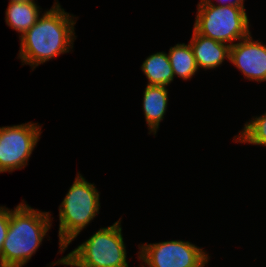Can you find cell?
<instances>
[{"mask_svg":"<svg viewBox=\"0 0 266 267\" xmlns=\"http://www.w3.org/2000/svg\"><path fill=\"white\" fill-rule=\"evenodd\" d=\"M39 17L37 22L19 37L18 59L31 70L45 62L69 53L73 49L75 24L78 17L66 12L58 0Z\"/></svg>","mask_w":266,"mask_h":267,"instance_id":"obj_1","label":"cell"},{"mask_svg":"<svg viewBox=\"0 0 266 267\" xmlns=\"http://www.w3.org/2000/svg\"><path fill=\"white\" fill-rule=\"evenodd\" d=\"M51 213L22 200L10 211L9 228L0 252V267H23L41 246L52 227Z\"/></svg>","mask_w":266,"mask_h":267,"instance_id":"obj_2","label":"cell"},{"mask_svg":"<svg viewBox=\"0 0 266 267\" xmlns=\"http://www.w3.org/2000/svg\"><path fill=\"white\" fill-rule=\"evenodd\" d=\"M100 192L78 172L59 205V253L77 238L100 213Z\"/></svg>","mask_w":266,"mask_h":267,"instance_id":"obj_3","label":"cell"},{"mask_svg":"<svg viewBox=\"0 0 266 267\" xmlns=\"http://www.w3.org/2000/svg\"><path fill=\"white\" fill-rule=\"evenodd\" d=\"M121 217L108 227H101L86 241L50 266L129 267L122 234Z\"/></svg>","mask_w":266,"mask_h":267,"instance_id":"obj_4","label":"cell"},{"mask_svg":"<svg viewBox=\"0 0 266 267\" xmlns=\"http://www.w3.org/2000/svg\"><path fill=\"white\" fill-rule=\"evenodd\" d=\"M249 21L245 6L200 0L193 28L203 36L232 46L251 33Z\"/></svg>","mask_w":266,"mask_h":267,"instance_id":"obj_5","label":"cell"},{"mask_svg":"<svg viewBox=\"0 0 266 267\" xmlns=\"http://www.w3.org/2000/svg\"><path fill=\"white\" fill-rule=\"evenodd\" d=\"M141 267H204L209 254L202 247L182 240L138 244Z\"/></svg>","mask_w":266,"mask_h":267,"instance_id":"obj_6","label":"cell"},{"mask_svg":"<svg viewBox=\"0 0 266 267\" xmlns=\"http://www.w3.org/2000/svg\"><path fill=\"white\" fill-rule=\"evenodd\" d=\"M41 124L27 122L0 127V173L25 168L41 138Z\"/></svg>","mask_w":266,"mask_h":267,"instance_id":"obj_7","label":"cell"},{"mask_svg":"<svg viewBox=\"0 0 266 267\" xmlns=\"http://www.w3.org/2000/svg\"><path fill=\"white\" fill-rule=\"evenodd\" d=\"M231 62L249 81H266V45L254 40L250 33L247 37L230 46Z\"/></svg>","mask_w":266,"mask_h":267,"instance_id":"obj_8","label":"cell"},{"mask_svg":"<svg viewBox=\"0 0 266 267\" xmlns=\"http://www.w3.org/2000/svg\"><path fill=\"white\" fill-rule=\"evenodd\" d=\"M192 32L189 43L192 47L198 70L200 68L205 71L210 69L213 70L221 66L225 59L229 61V45L203 36L194 28Z\"/></svg>","mask_w":266,"mask_h":267,"instance_id":"obj_9","label":"cell"},{"mask_svg":"<svg viewBox=\"0 0 266 267\" xmlns=\"http://www.w3.org/2000/svg\"><path fill=\"white\" fill-rule=\"evenodd\" d=\"M167 86L146 85L143 92L142 109L148 126V134L156 135L168 107Z\"/></svg>","mask_w":266,"mask_h":267,"instance_id":"obj_10","label":"cell"},{"mask_svg":"<svg viewBox=\"0 0 266 267\" xmlns=\"http://www.w3.org/2000/svg\"><path fill=\"white\" fill-rule=\"evenodd\" d=\"M35 2H9L5 11L6 25L19 33V37L29 30L42 15Z\"/></svg>","mask_w":266,"mask_h":267,"instance_id":"obj_11","label":"cell"},{"mask_svg":"<svg viewBox=\"0 0 266 267\" xmlns=\"http://www.w3.org/2000/svg\"><path fill=\"white\" fill-rule=\"evenodd\" d=\"M147 85L169 86L174 81V74L168 54L164 51L149 55L142 63Z\"/></svg>","mask_w":266,"mask_h":267,"instance_id":"obj_12","label":"cell"},{"mask_svg":"<svg viewBox=\"0 0 266 267\" xmlns=\"http://www.w3.org/2000/svg\"><path fill=\"white\" fill-rule=\"evenodd\" d=\"M174 77L190 80L198 72L194 53L190 43H177L167 53Z\"/></svg>","mask_w":266,"mask_h":267,"instance_id":"obj_13","label":"cell"},{"mask_svg":"<svg viewBox=\"0 0 266 267\" xmlns=\"http://www.w3.org/2000/svg\"><path fill=\"white\" fill-rule=\"evenodd\" d=\"M233 141L266 147V112L247 121Z\"/></svg>","mask_w":266,"mask_h":267,"instance_id":"obj_14","label":"cell"},{"mask_svg":"<svg viewBox=\"0 0 266 267\" xmlns=\"http://www.w3.org/2000/svg\"><path fill=\"white\" fill-rule=\"evenodd\" d=\"M11 210L6 206H0V252L7 236Z\"/></svg>","mask_w":266,"mask_h":267,"instance_id":"obj_15","label":"cell"},{"mask_svg":"<svg viewBox=\"0 0 266 267\" xmlns=\"http://www.w3.org/2000/svg\"><path fill=\"white\" fill-rule=\"evenodd\" d=\"M219 4H218V3ZM216 4L217 5H233V6H244L245 0H217Z\"/></svg>","mask_w":266,"mask_h":267,"instance_id":"obj_16","label":"cell"},{"mask_svg":"<svg viewBox=\"0 0 266 267\" xmlns=\"http://www.w3.org/2000/svg\"><path fill=\"white\" fill-rule=\"evenodd\" d=\"M9 2H35V0H9Z\"/></svg>","mask_w":266,"mask_h":267,"instance_id":"obj_17","label":"cell"}]
</instances>
